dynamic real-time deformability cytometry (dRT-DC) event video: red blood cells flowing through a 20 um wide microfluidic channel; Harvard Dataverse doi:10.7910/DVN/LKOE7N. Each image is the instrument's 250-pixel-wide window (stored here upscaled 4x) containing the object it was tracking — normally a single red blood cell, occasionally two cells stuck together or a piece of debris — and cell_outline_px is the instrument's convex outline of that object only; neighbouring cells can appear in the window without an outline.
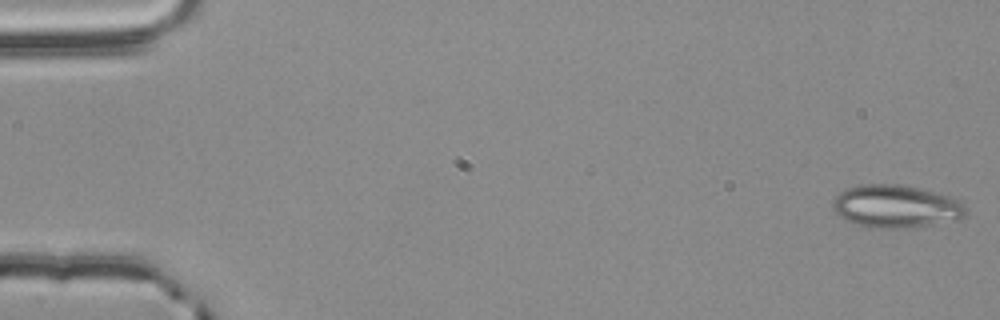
{"species": "common noctule bat (a hibernating species)", "species_latin": "Nyctalus noctula", "temperature_condition": "room temperature", "stored_images_in_passage": 55, "camera_frame_rate_fps": 3000, "um_per_image_px": 0.085, "animal": {"sex": "male", "body_mass_g": 20.4}, "frame": {"image": 1, "passage_image": 1, "time_ms": 0.0, "image_size_px": [1000, 320], "cell_outline_px": [[968, 212], [960, 220], [900, 228], [872, 228], [856, 224], [840, 216], [832, 208], [832, 200], [840, 192], [848, 188], [860, 184], [900, 184], [920, 188], [948, 196], [960, 200], [968, 208]], "centroid_in_image_um": [76.18, 17.53], "position_along_channel_um": 8.8, "area_um2": 33.23}}
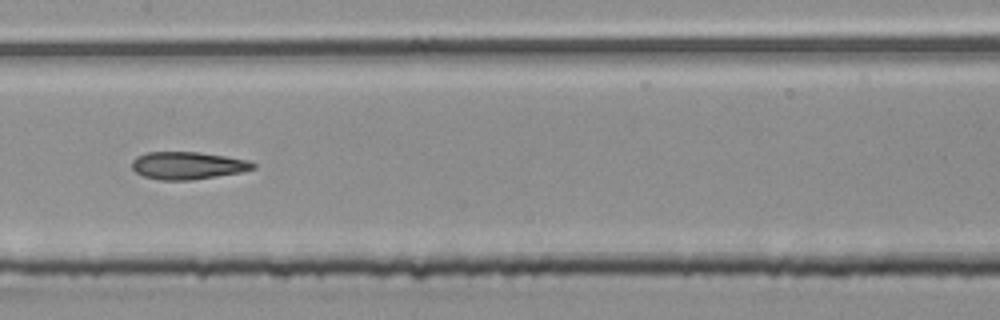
{"frame": {"image": 2, "passage_image": 28, "time_ms": 9.0, "image_size_px": [1000, 320], "cell_outline_px": [[256, 168], [240, 172], [192, 180], [160, 180], [144, 176], [136, 172], [132, 168], [132, 160], [136, 156], [144, 152], [200, 152], [248, 160], [256, 164]], "centroid_in_image_um": [15.93, 14.06], "position_along_channel_um": 191.5, "area_um2": 19.42}}
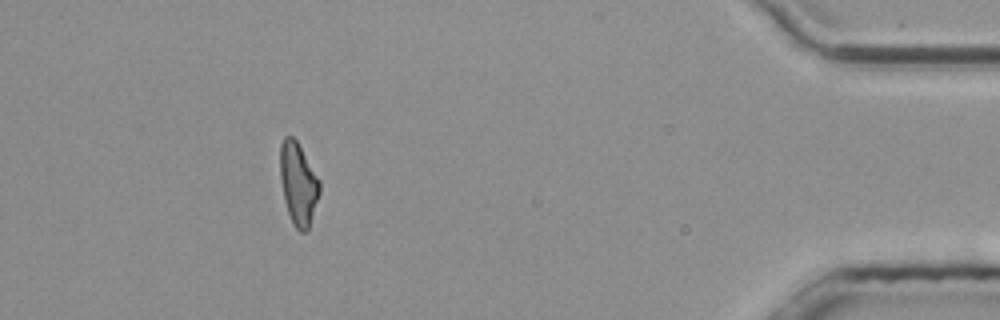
{"frame": {"image": 3, "passage_image": 50, "time_ms": 16.333, "image_size_px": [1000, 320], "cell_outline_px": [[320, 192], [308, 232], [300, 232], [292, 224], [284, 200], [280, 180], [280, 144], [284, 136], [292, 136], [296, 140], [320, 180]], "centroid_in_image_um": [25.35, 15.64], "position_along_channel_um": 409.9, "area_um2": 19.07}, "authors_computed_cell_mechanics": {"area_um2": 19.5942, "velocity_mm_per_s": 3.7948, "shape_relaxation_time_tau1_ms": null, "shape_relaxation_time_tau2_ms": 4.1334, "deformation_change_tau1": null, "deformation_change_tau2": 0.1391}}